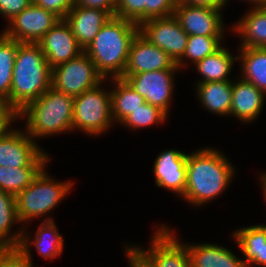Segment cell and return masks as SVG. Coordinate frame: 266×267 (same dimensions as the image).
<instances>
[{"label":"cell","instance_id":"5","mask_svg":"<svg viewBox=\"0 0 266 267\" xmlns=\"http://www.w3.org/2000/svg\"><path fill=\"white\" fill-rule=\"evenodd\" d=\"M73 183L69 180L55 181L46 172L45 166L33 182L15 196L17 217L21 225L53 211L70 193Z\"/></svg>","mask_w":266,"mask_h":267},{"label":"cell","instance_id":"31","mask_svg":"<svg viewBox=\"0 0 266 267\" xmlns=\"http://www.w3.org/2000/svg\"><path fill=\"white\" fill-rule=\"evenodd\" d=\"M167 115L163 110L145 102L141 107L126 117L120 125H125L128 129L140 130L144 127H150L161 124L167 120Z\"/></svg>","mask_w":266,"mask_h":267},{"label":"cell","instance_id":"43","mask_svg":"<svg viewBox=\"0 0 266 267\" xmlns=\"http://www.w3.org/2000/svg\"><path fill=\"white\" fill-rule=\"evenodd\" d=\"M4 35V30L0 33V38Z\"/></svg>","mask_w":266,"mask_h":267},{"label":"cell","instance_id":"16","mask_svg":"<svg viewBox=\"0 0 266 267\" xmlns=\"http://www.w3.org/2000/svg\"><path fill=\"white\" fill-rule=\"evenodd\" d=\"M187 154L170 149L159 153L154 161L155 184L183 197L187 182Z\"/></svg>","mask_w":266,"mask_h":267},{"label":"cell","instance_id":"35","mask_svg":"<svg viewBox=\"0 0 266 267\" xmlns=\"http://www.w3.org/2000/svg\"><path fill=\"white\" fill-rule=\"evenodd\" d=\"M33 3L64 19L75 5L74 0H33Z\"/></svg>","mask_w":266,"mask_h":267},{"label":"cell","instance_id":"3","mask_svg":"<svg viewBox=\"0 0 266 267\" xmlns=\"http://www.w3.org/2000/svg\"><path fill=\"white\" fill-rule=\"evenodd\" d=\"M52 69L37 43H20L15 56L10 106L19 113L51 87Z\"/></svg>","mask_w":266,"mask_h":267},{"label":"cell","instance_id":"22","mask_svg":"<svg viewBox=\"0 0 266 267\" xmlns=\"http://www.w3.org/2000/svg\"><path fill=\"white\" fill-rule=\"evenodd\" d=\"M231 30L240 36L239 48L266 47V10L252 7L244 13Z\"/></svg>","mask_w":266,"mask_h":267},{"label":"cell","instance_id":"24","mask_svg":"<svg viewBox=\"0 0 266 267\" xmlns=\"http://www.w3.org/2000/svg\"><path fill=\"white\" fill-rule=\"evenodd\" d=\"M109 80V83L112 82L114 85L110 89L113 123L118 122L120 124L126 117L141 107L145 103V99L125 79L109 78Z\"/></svg>","mask_w":266,"mask_h":267},{"label":"cell","instance_id":"8","mask_svg":"<svg viewBox=\"0 0 266 267\" xmlns=\"http://www.w3.org/2000/svg\"><path fill=\"white\" fill-rule=\"evenodd\" d=\"M24 131L25 129L11 128L0 136V166L15 168L47 166L51 159L48 153Z\"/></svg>","mask_w":266,"mask_h":267},{"label":"cell","instance_id":"21","mask_svg":"<svg viewBox=\"0 0 266 267\" xmlns=\"http://www.w3.org/2000/svg\"><path fill=\"white\" fill-rule=\"evenodd\" d=\"M191 267H246L232 250L218 244H187Z\"/></svg>","mask_w":266,"mask_h":267},{"label":"cell","instance_id":"27","mask_svg":"<svg viewBox=\"0 0 266 267\" xmlns=\"http://www.w3.org/2000/svg\"><path fill=\"white\" fill-rule=\"evenodd\" d=\"M20 224L17 217L15 196L0 190V248L18 247L23 228L11 232L14 224ZM12 234V235H11Z\"/></svg>","mask_w":266,"mask_h":267},{"label":"cell","instance_id":"19","mask_svg":"<svg viewBox=\"0 0 266 267\" xmlns=\"http://www.w3.org/2000/svg\"><path fill=\"white\" fill-rule=\"evenodd\" d=\"M265 96L266 94L254 84L239 76L233 81L230 116L236 117L244 124L255 121L264 108Z\"/></svg>","mask_w":266,"mask_h":267},{"label":"cell","instance_id":"11","mask_svg":"<svg viewBox=\"0 0 266 267\" xmlns=\"http://www.w3.org/2000/svg\"><path fill=\"white\" fill-rule=\"evenodd\" d=\"M157 226L150 246L146 250L134 245L154 267H191L187 247L174 235L167 225Z\"/></svg>","mask_w":266,"mask_h":267},{"label":"cell","instance_id":"42","mask_svg":"<svg viewBox=\"0 0 266 267\" xmlns=\"http://www.w3.org/2000/svg\"><path fill=\"white\" fill-rule=\"evenodd\" d=\"M228 0H225L226 4ZM247 1L249 4H252L253 7H262L266 0H244Z\"/></svg>","mask_w":266,"mask_h":267},{"label":"cell","instance_id":"18","mask_svg":"<svg viewBox=\"0 0 266 267\" xmlns=\"http://www.w3.org/2000/svg\"><path fill=\"white\" fill-rule=\"evenodd\" d=\"M111 17L105 10L75 4L64 20L71 28L78 44L85 50Z\"/></svg>","mask_w":266,"mask_h":267},{"label":"cell","instance_id":"10","mask_svg":"<svg viewBox=\"0 0 266 267\" xmlns=\"http://www.w3.org/2000/svg\"><path fill=\"white\" fill-rule=\"evenodd\" d=\"M139 33L154 46L164 50L175 63L183 57L189 38L174 15L142 22Z\"/></svg>","mask_w":266,"mask_h":267},{"label":"cell","instance_id":"36","mask_svg":"<svg viewBox=\"0 0 266 267\" xmlns=\"http://www.w3.org/2000/svg\"><path fill=\"white\" fill-rule=\"evenodd\" d=\"M32 2L33 0H0V16L6 18V22H8Z\"/></svg>","mask_w":266,"mask_h":267},{"label":"cell","instance_id":"28","mask_svg":"<svg viewBox=\"0 0 266 267\" xmlns=\"http://www.w3.org/2000/svg\"><path fill=\"white\" fill-rule=\"evenodd\" d=\"M224 37L225 36L189 35L183 57L176 63V65L180 70L185 69L183 67L187 65V62L193 63L194 66L197 62L219 50L224 45Z\"/></svg>","mask_w":266,"mask_h":267},{"label":"cell","instance_id":"25","mask_svg":"<svg viewBox=\"0 0 266 267\" xmlns=\"http://www.w3.org/2000/svg\"><path fill=\"white\" fill-rule=\"evenodd\" d=\"M237 60L238 56H234L222 46L214 54L205 57L194 65L202 76L196 83L231 81L229 76L234 69L232 65Z\"/></svg>","mask_w":266,"mask_h":267},{"label":"cell","instance_id":"37","mask_svg":"<svg viewBox=\"0 0 266 267\" xmlns=\"http://www.w3.org/2000/svg\"><path fill=\"white\" fill-rule=\"evenodd\" d=\"M15 120H19L18 113L7 101L0 99V136L6 134L12 128V123Z\"/></svg>","mask_w":266,"mask_h":267},{"label":"cell","instance_id":"14","mask_svg":"<svg viewBox=\"0 0 266 267\" xmlns=\"http://www.w3.org/2000/svg\"><path fill=\"white\" fill-rule=\"evenodd\" d=\"M37 44L44 53L51 69L84 52L64 19L57 21Z\"/></svg>","mask_w":266,"mask_h":267},{"label":"cell","instance_id":"38","mask_svg":"<svg viewBox=\"0 0 266 267\" xmlns=\"http://www.w3.org/2000/svg\"><path fill=\"white\" fill-rule=\"evenodd\" d=\"M129 245V246H128ZM125 244V255L129 267H154L152 263L134 246Z\"/></svg>","mask_w":266,"mask_h":267},{"label":"cell","instance_id":"12","mask_svg":"<svg viewBox=\"0 0 266 267\" xmlns=\"http://www.w3.org/2000/svg\"><path fill=\"white\" fill-rule=\"evenodd\" d=\"M59 20L54 13L32 2L8 21L4 35L19 43H38Z\"/></svg>","mask_w":266,"mask_h":267},{"label":"cell","instance_id":"20","mask_svg":"<svg viewBox=\"0 0 266 267\" xmlns=\"http://www.w3.org/2000/svg\"><path fill=\"white\" fill-rule=\"evenodd\" d=\"M231 235L245 257L246 267H266V224L242 227Z\"/></svg>","mask_w":266,"mask_h":267},{"label":"cell","instance_id":"15","mask_svg":"<svg viewBox=\"0 0 266 267\" xmlns=\"http://www.w3.org/2000/svg\"><path fill=\"white\" fill-rule=\"evenodd\" d=\"M160 70L180 71L174 60L164 50L154 46L138 32L130 45L124 74Z\"/></svg>","mask_w":266,"mask_h":267},{"label":"cell","instance_id":"26","mask_svg":"<svg viewBox=\"0 0 266 267\" xmlns=\"http://www.w3.org/2000/svg\"><path fill=\"white\" fill-rule=\"evenodd\" d=\"M239 49L240 77L266 94V47Z\"/></svg>","mask_w":266,"mask_h":267},{"label":"cell","instance_id":"17","mask_svg":"<svg viewBox=\"0 0 266 267\" xmlns=\"http://www.w3.org/2000/svg\"><path fill=\"white\" fill-rule=\"evenodd\" d=\"M45 217L36 229L34 238H30L29 232H26V225L23 227L22 238L19 248L33 261L31 247H35L39 256L45 259H55L63 252L64 238L59 233L53 218ZM31 239V240H30Z\"/></svg>","mask_w":266,"mask_h":267},{"label":"cell","instance_id":"13","mask_svg":"<svg viewBox=\"0 0 266 267\" xmlns=\"http://www.w3.org/2000/svg\"><path fill=\"white\" fill-rule=\"evenodd\" d=\"M222 10L177 1L174 17L188 35L225 36Z\"/></svg>","mask_w":266,"mask_h":267},{"label":"cell","instance_id":"41","mask_svg":"<svg viewBox=\"0 0 266 267\" xmlns=\"http://www.w3.org/2000/svg\"><path fill=\"white\" fill-rule=\"evenodd\" d=\"M260 178V186L262 187V192H263V195H264V199H265V202H266V173H263V174H260L259 176Z\"/></svg>","mask_w":266,"mask_h":267},{"label":"cell","instance_id":"2","mask_svg":"<svg viewBox=\"0 0 266 267\" xmlns=\"http://www.w3.org/2000/svg\"><path fill=\"white\" fill-rule=\"evenodd\" d=\"M138 32L135 22L112 16L85 48L104 79L123 77L130 45Z\"/></svg>","mask_w":266,"mask_h":267},{"label":"cell","instance_id":"44","mask_svg":"<svg viewBox=\"0 0 266 267\" xmlns=\"http://www.w3.org/2000/svg\"><path fill=\"white\" fill-rule=\"evenodd\" d=\"M262 7L266 10V1H265L264 5Z\"/></svg>","mask_w":266,"mask_h":267},{"label":"cell","instance_id":"33","mask_svg":"<svg viewBox=\"0 0 266 267\" xmlns=\"http://www.w3.org/2000/svg\"><path fill=\"white\" fill-rule=\"evenodd\" d=\"M0 267H35L19 247L0 248Z\"/></svg>","mask_w":266,"mask_h":267},{"label":"cell","instance_id":"32","mask_svg":"<svg viewBox=\"0 0 266 267\" xmlns=\"http://www.w3.org/2000/svg\"><path fill=\"white\" fill-rule=\"evenodd\" d=\"M146 0H117L114 16L140 25L145 21Z\"/></svg>","mask_w":266,"mask_h":267},{"label":"cell","instance_id":"1","mask_svg":"<svg viewBox=\"0 0 266 267\" xmlns=\"http://www.w3.org/2000/svg\"><path fill=\"white\" fill-rule=\"evenodd\" d=\"M186 168L187 182L182 198L195 207L213 201L226 191L236 170L223 152L208 146L188 153Z\"/></svg>","mask_w":266,"mask_h":267},{"label":"cell","instance_id":"39","mask_svg":"<svg viewBox=\"0 0 266 267\" xmlns=\"http://www.w3.org/2000/svg\"><path fill=\"white\" fill-rule=\"evenodd\" d=\"M74 2L79 6L105 10L114 16L117 0H74Z\"/></svg>","mask_w":266,"mask_h":267},{"label":"cell","instance_id":"30","mask_svg":"<svg viewBox=\"0 0 266 267\" xmlns=\"http://www.w3.org/2000/svg\"><path fill=\"white\" fill-rule=\"evenodd\" d=\"M43 168L0 166V190L16 196L33 182Z\"/></svg>","mask_w":266,"mask_h":267},{"label":"cell","instance_id":"4","mask_svg":"<svg viewBox=\"0 0 266 267\" xmlns=\"http://www.w3.org/2000/svg\"><path fill=\"white\" fill-rule=\"evenodd\" d=\"M74 97L50 87L18 113L25 119V131L35 142L54 134L73 131Z\"/></svg>","mask_w":266,"mask_h":267},{"label":"cell","instance_id":"40","mask_svg":"<svg viewBox=\"0 0 266 267\" xmlns=\"http://www.w3.org/2000/svg\"><path fill=\"white\" fill-rule=\"evenodd\" d=\"M178 2L193 6L209 7L212 9H224L226 6L225 0H178Z\"/></svg>","mask_w":266,"mask_h":267},{"label":"cell","instance_id":"29","mask_svg":"<svg viewBox=\"0 0 266 267\" xmlns=\"http://www.w3.org/2000/svg\"><path fill=\"white\" fill-rule=\"evenodd\" d=\"M20 43L3 35L0 38V99L10 105V89L16 52Z\"/></svg>","mask_w":266,"mask_h":267},{"label":"cell","instance_id":"34","mask_svg":"<svg viewBox=\"0 0 266 267\" xmlns=\"http://www.w3.org/2000/svg\"><path fill=\"white\" fill-rule=\"evenodd\" d=\"M178 0H146L145 21L154 18H166L174 15Z\"/></svg>","mask_w":266,"mask_h":267},{"label":"cell","instance_id":"9","mask_svg":"<svg viewBox=\"0 0 266 267\" xmlns=\"http://www.w3.org/2000/svg\"><path fill=\"white\" fill-rule=\"evenodd\" d=\"M178 70L148 71L138 74H124L129 85L142 97L145 102L169 114L175 87V75Z\"/></svg>","mask_w":266,"mask_h":267},{"label":"cell","instance_id":"7","mask_svg":"<svg viewBox=\"0 0 266 267\" xmlns=\"http://www.w3.org/2000/svg\"><path fill=\"white\" fill-rule=\"evenodd\" d=\"M103 81L106 79L85 52L52 69L51 86L72 97L79 96Z\"/></svg>","mask_w":266,"mask_h":267},{"label":"cell","instance_id":"23","mask_svg":"<svg viewBox=\"0 0 266 267\" xmlns=\"http://www.w3.org/2000/svg\"><path fill=\"white\" fill-rule=\"evenodd\" d=\"M196 95L202 108L212 114L230 116L232 105V81L196 83Z\"/></svg>","mask_w":266,"mask_h":267},{"label":"cell","instance_id":"6","mask_svg":"<svg viewBox=\"0 0 266 267\" xmlns=\"http://www.w3.org/2000/svg\"><path fill=\"white\" fill-rule=\"evenodd\" d=\"M99 85L74 97L73 130L97 136L109 131L114 125L111 112V91Z\"/></svg>","mask_w":266,"mask_h":267}]
</instances>
